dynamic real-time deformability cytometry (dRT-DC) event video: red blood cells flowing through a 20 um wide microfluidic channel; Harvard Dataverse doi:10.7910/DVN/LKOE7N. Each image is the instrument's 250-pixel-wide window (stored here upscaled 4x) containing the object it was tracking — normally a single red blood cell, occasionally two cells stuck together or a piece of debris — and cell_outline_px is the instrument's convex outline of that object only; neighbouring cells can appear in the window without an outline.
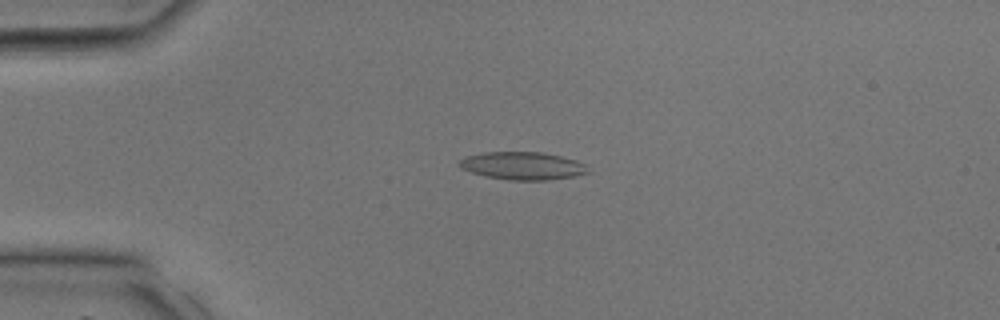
{"species": "common noctule bat (a hibernating species)", "species_latin": "Nyctalus noctula", "temperature_condition": "room temperature", "stored_images_in_passage": 32, "camera_frame_rate_fps": 3000, "um_per_image_px": 0.085, "animal": {"sex": "male", "body_mass_g": 17.9, "forearm_length_mm": 54.2}, "frame": {"image": 1, "passage_image": 4, "time_ms": 1.0, "image_size_px": [1000, 320], "cell_outline_px": [[592, 172], [576, 176], [548, 180], [508, 180], [488, 176], [472, 172], [460, 168], [456, 164], [464, 156], [484, 152], [540, 152], [560, 156], [576, 160], [584, 164]], "centroid_in_image_um": [44.42, 14.09], "position_along_channel_um": 40.6, "area_um2": 20.92}}
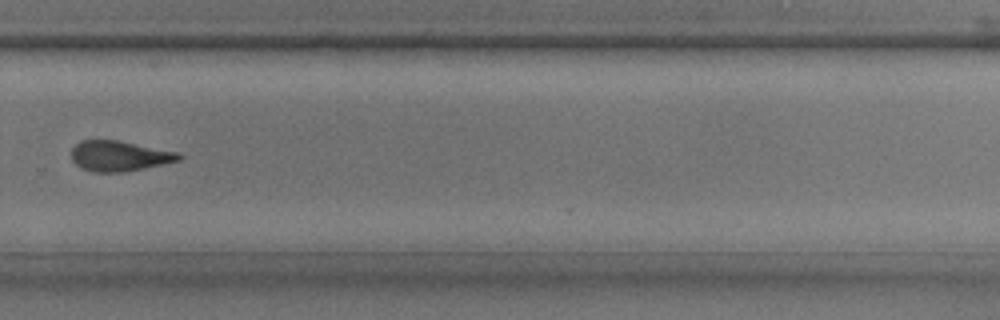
{"frame": {"image": 2, "passage_image": 21, "time_ms": 6.667, "image_size_px": [1000, 320], "cell_outline_px": [[184, 156], [180, 160], [144, 168], [124, 172], [92, 172], [80, 168], [72, 160], [72, 148], [80, 140], [116, 140], [180, 152]], "centroid_in_image_um": [10.15, 13.26], "position_along_channel_um": 319.7, "area_um2": 19.07}}
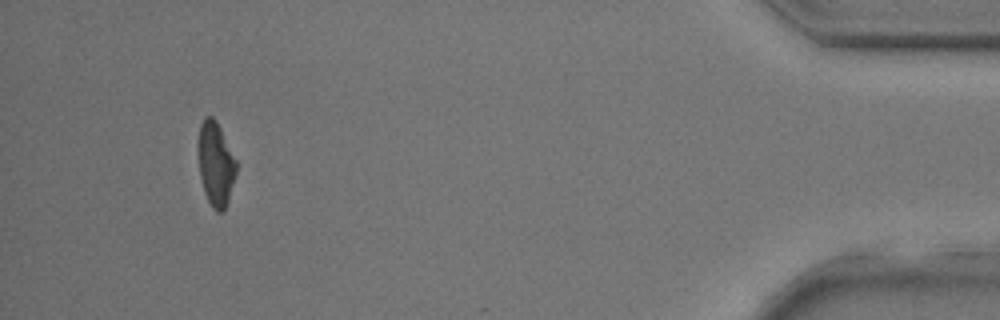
{"frame": {"image": 3, "passage_image": 30, "time_ms": 9.667, "image_size_px": [1000, 320], "cell_outline_px": [[236, 172], [228, 200], [224, 212], [216, 212], [212, 208], [204, 192], [200, 176], [200, 124], [204, 116], [212, 116], [216, 120], [236, 160]], "centroid_in_image_um": [18.35, 13.97], "position_along_channel_um": 416.8, "area_um2": 18.09}}